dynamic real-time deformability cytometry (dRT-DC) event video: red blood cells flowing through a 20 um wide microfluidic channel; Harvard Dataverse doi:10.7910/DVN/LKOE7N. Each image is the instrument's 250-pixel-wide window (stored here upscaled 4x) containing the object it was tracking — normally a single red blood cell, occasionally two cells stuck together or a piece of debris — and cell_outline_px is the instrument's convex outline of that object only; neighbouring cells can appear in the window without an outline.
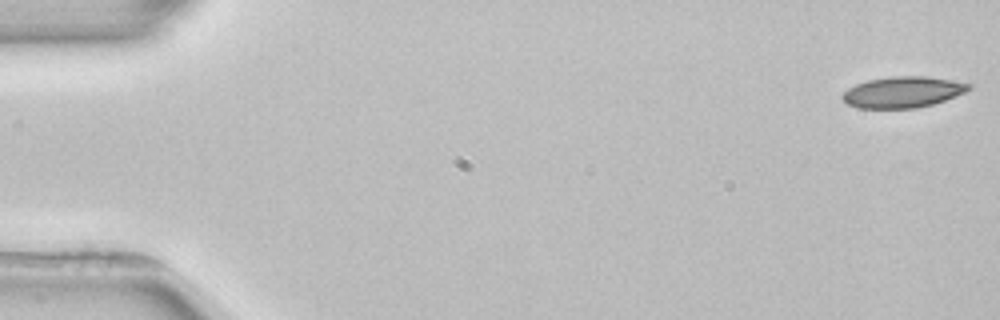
{"species": "common noctule bat (a hibernating species)", "species_latin": "Nyctalus noctula", "temperature_condition": "room temperature", "stored_images_in_passage": 5, "camera_frame_rate_fps": 3000, "um_per_image_px": 0.085, "animal": {"sex": "female", "body_mass_g": 22.7, "forearm_length_mm": 54.2}, "frame": {"image": 1, "passage_image": 1, "time_ms": 0.0, "image_size_px": [1000, 320], "cell_outline_px": [[972, 88], [964, 92], [944, 100], [932, 104], [916, 108], [856, 108], [848, 104], [840, 96], [848, 88], [856, 84], [868, 80], [892, 76], [924, 76], [972, 84]], "centroid_in_image_um": [76.7, 7.83], "position_along_channel_um": 8.3, "area_um2": 22.66}}
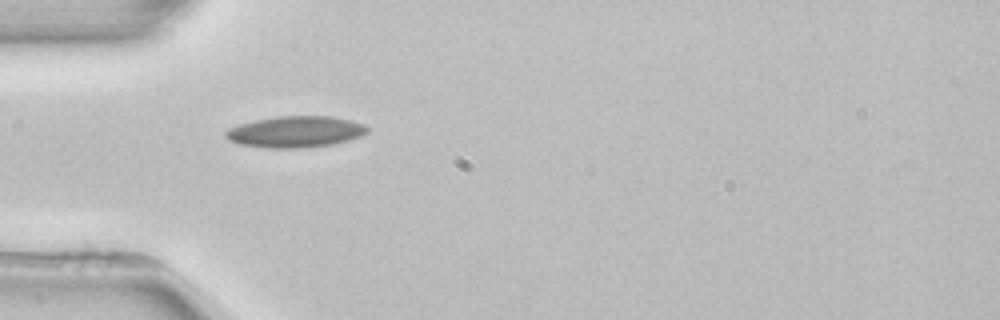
{"frame": {"image": 2, "passage_image": 4, "time_ms": 5.0, "image_size_px": [1000, 320], "cell_outline_px": [[368, 132], [360, 136], [348, 140], [332, 144], [308, 148], [268, 148], [236, 144], [228, 140], [224, 136], [224, 132], [228, 128], [240, 124], [256, 120], [276, 116], [328, 116], [348, 120], [364, 124], [368, 128]], "centroid_in_image_um": [25.06, 11.21], "position_along_channel_um": 59.9, "area_um2": 25.95}}